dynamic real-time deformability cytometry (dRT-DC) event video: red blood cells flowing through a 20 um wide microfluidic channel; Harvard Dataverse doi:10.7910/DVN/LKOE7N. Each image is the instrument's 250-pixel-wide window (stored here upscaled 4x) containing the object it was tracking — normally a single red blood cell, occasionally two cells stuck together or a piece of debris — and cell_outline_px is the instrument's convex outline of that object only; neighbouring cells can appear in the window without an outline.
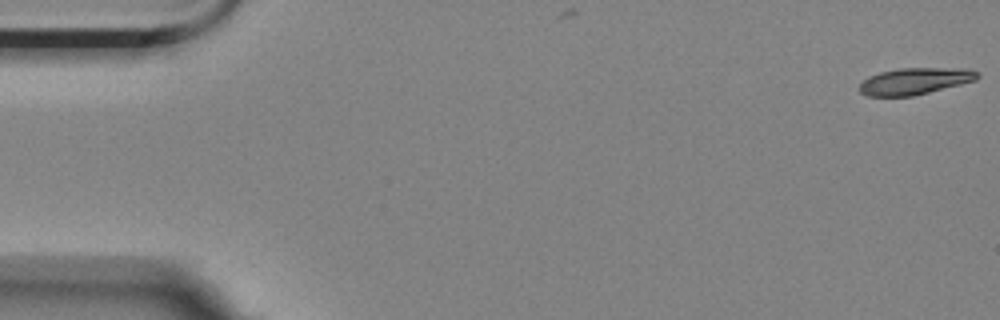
{"species": "Egyptian fruit bat (a non-hibernating species)", "species_latin": "Rousettus aegyptiacus", "temperature_condition": "room temperature", "stored_images_in_passage": 8, "camera_frame_rate_fps": 3000, "um_per_image_px": 0.085, "animal": {"sex": "female"}, "frame": {"image": 1, "passage_image": 1, "time_ms": 0.0, "image_size_px": [1000, 320], "cell_outline_px": [[980, 76], [976, 80], [912, 96], [868, 96], [860, 92], [860, 84], [868, 76], [880, 72], [900, 68], [940, 68], [980, 72]], "centroid_in_image_um": [77.7, 6.9], "position_along_channel_um": 7.3, "area_um2": 17.86}}